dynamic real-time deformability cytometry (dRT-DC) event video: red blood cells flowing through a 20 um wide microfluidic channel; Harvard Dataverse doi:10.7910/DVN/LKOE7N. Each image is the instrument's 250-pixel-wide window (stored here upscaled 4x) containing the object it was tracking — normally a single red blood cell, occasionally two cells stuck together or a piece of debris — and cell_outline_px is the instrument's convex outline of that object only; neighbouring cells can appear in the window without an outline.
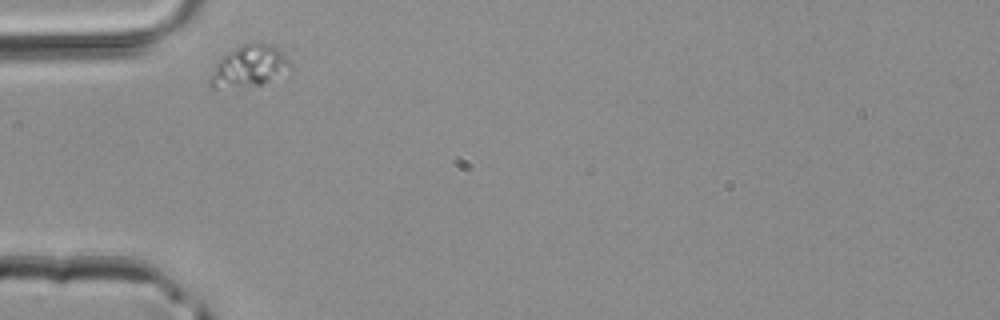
{"species": "common noctule bat (a hibernating species)", "species_latin": "Nyctalus noctula", "temperature_condition": "room temperature", "stored_images_in_passage": 2, "camera_frame_rate_fps": 3000, "um_per_image_px": 0.085, "animal": {"sex": "male", "body_mass_g": 20.4}, "frame": {"image": 1, "passage_image": 1, "time_ms": 0.0, "image_size_px": [1000, 320], "cell_outline_px": [[292, 68], [264, 84], [216, 88], [212, 88], [208, 84], [208, 80], [216, 64], [224, 56], [236, 48], [244, 44], [268, 44], [276, 48], [292, 64]], "centroid_in_image_um": [21.17, 5.66], "position_along_channel_um": 63.8, "area_um2": 18.67}}
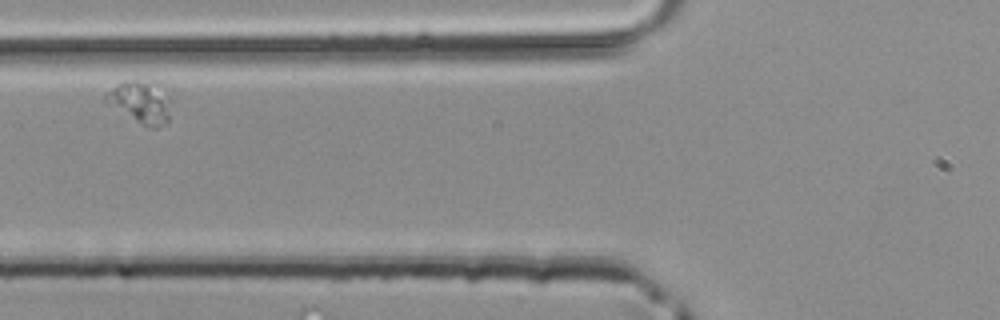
{"frame": {"image": 2, "passage_image": 2, "time_ms": 0.333, "image_size_px": [1000, 320], "cell_outline_px": [[172, 100], [168, 124], [156, 128], [152, 128], [140, 124], [108, 104], [104, 100], [104, 92], [124, 80], [136, 80], [156, 84]], "centroid_in_image_um": [11.96, 8.7], "position_along_channel_um": 113.8, "area_um2": 16.24}}